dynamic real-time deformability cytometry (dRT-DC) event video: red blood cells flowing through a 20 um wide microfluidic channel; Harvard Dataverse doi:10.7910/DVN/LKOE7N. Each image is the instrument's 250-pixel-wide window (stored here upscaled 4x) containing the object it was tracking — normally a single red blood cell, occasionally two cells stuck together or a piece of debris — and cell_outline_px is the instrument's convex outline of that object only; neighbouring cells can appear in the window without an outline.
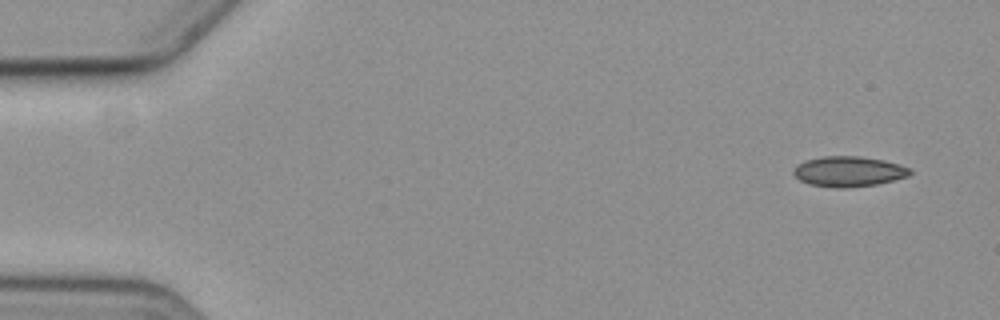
{"species": "common noctule bat (a hibernating species)", "species_latin": "Nyctalus noctula", "temperature_condition": "cold", "stored_images_in_passage": 5, "camera_frame_rate_fps": 3000, "um_per_image_px": 0.085, "animal": {"sex": "female", "body_mass_g": 19.3, "forearm_length_mm": 54.1}, "frame": {"image": 1, "passage_image": 1, "time_ms": 0.0, "image_size_px": [1000, 320], "cell_outline_px": [[912, 172], [908, 176], [876, 184], [844, 188], [832, 188], [808, 184], [800, 180], [792, 172], [792, 168], [796, 164], [804, 160], [824, 156], [860, 156], [884, 160], [900, 164], [912, 168]], "centroid_in_image_um": [72.11, 14.57], "position_along_channel_um": 12.9, "area_um2": 20.81}}
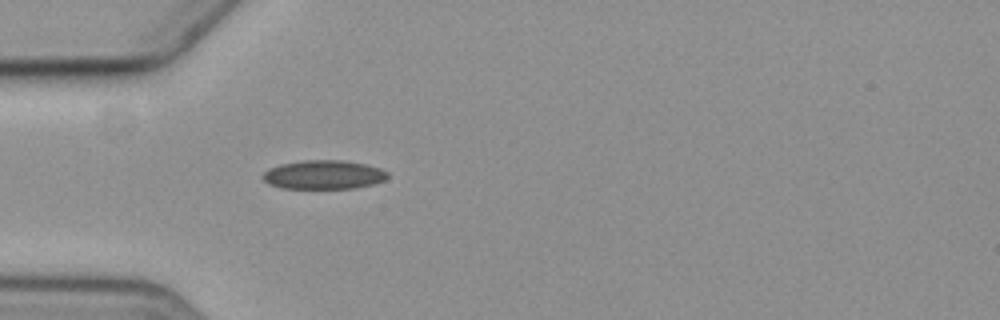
{"frame": {"image": 2, "passage_image": 5, "time_ms": 4.667, "image_size_px": [1000, 320], "cell_outline_px": [[388, 176], [384, 180], [372, 184], [352, 188], [280, 188], [268, 184], [260, 176], [268, 168], [280, 164], [304, 160], [344, 160], [364, 164], [380, 168], [388, 172]], "centroid_in_image_um": [27.46, 14.84], "position_along_channel_um": 57.5, "area_um2": 21.04}}